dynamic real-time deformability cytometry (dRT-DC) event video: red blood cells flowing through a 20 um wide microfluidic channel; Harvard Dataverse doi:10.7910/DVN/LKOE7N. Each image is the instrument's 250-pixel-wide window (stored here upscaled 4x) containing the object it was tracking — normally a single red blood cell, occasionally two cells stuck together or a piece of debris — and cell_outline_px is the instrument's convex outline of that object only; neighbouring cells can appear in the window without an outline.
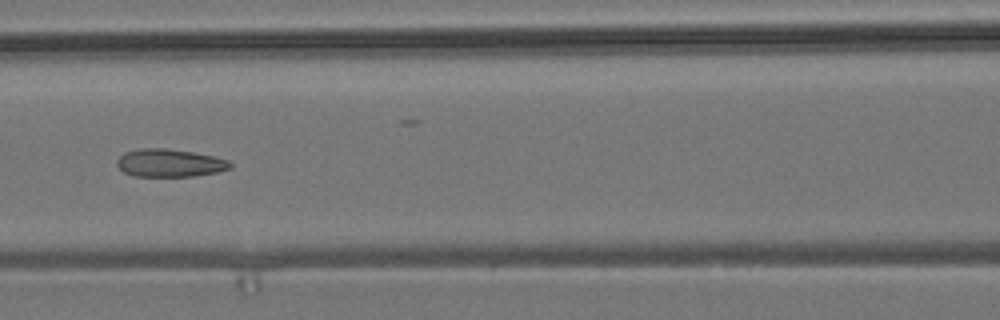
{"species": "common noctule bat (a hibernating species)", "species_latin": "Nyctalus noctula", "temperature_condition": "room temperature", "stored_images_in_passage": 7, "camera_frame_rate_fps": 3000, "um_per_image_px": 0.085, "animal": {"sex": "male", "body_mass_g": 19.2, "forearm_length_mm": 51.8}, "frame": {"image": 1, "passage_image": 6, "time_ms": 1.667, "image_size_px": [1000, 320], "cell_outline_px": [[232, 168], [216, 172], [196, 176], [132, 176], [124, 172], [116, 164], [116, 160], [124, 152], [140, 148], [168, 148], [192, 152], [212, 156], [228, 160], [232, 164]], "centroid_in_image_um": [14.4, 13.85], "position_along_channel_um": 152.2, "area_um2": 18.44}}
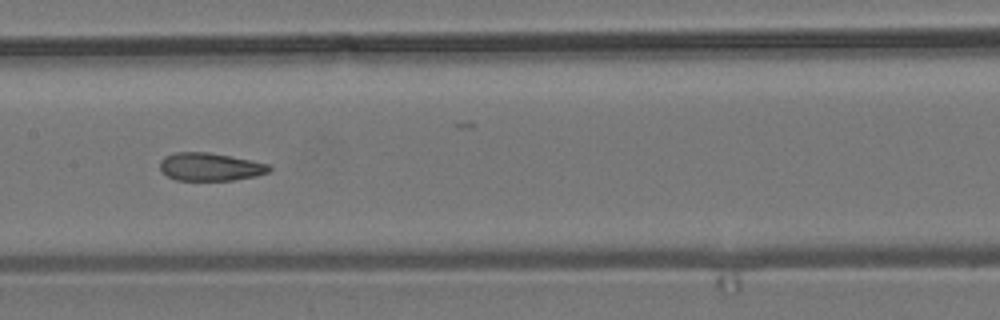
{"frame": {"image": 2, "passage_image": 7, "time_ms": 2.0, "image_size_px": [1000, 320], "cell_outline_px": [[272, 168], [268, 172], [256, 176], [232, 180], [176, 180], [168, 176], [160, 168], [160, 160], [164, 156], [176, 152], [208, 152], [268, 164]], "centroid_in_image_um": [17.83, 14.18], "position_along_channel_um": 189.6, "area_um2": 17.57}}